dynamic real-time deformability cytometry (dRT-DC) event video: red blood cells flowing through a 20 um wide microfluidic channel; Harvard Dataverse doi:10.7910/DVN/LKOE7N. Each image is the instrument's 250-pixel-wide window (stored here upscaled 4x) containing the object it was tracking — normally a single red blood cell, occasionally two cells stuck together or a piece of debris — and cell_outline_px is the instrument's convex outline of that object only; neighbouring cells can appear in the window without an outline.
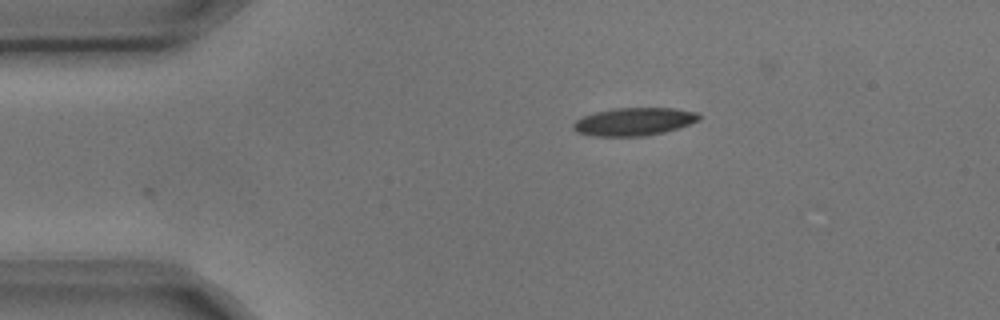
{"species": "common noctule bat (a hibernating species)", "species_latin": "Nyctalus noctula", "temperature_condition": "cold", "stored_images_in_passage": 2, "camera_frame_rate_fps": 3000, "um_per_image_px": 0.085, "animal": {"sex": "male", "body_mass_g": 17.9, "forearm_length_mm": 54.2}, "frame": {"image": 1, "passage_image": 1, "time_ms": 0.0, "image_size_px": [1000, 320], "cell_outline_px": [[700, 120], [664, 132], [644, 136], [592, 136], [576, 132], [572, 128], [572, 124], [576, 120], [584, 116], [596, 112], [612, 108], [676, 108], [696, 112], [700, 116]], "centroid_in_image_um": [53.86, 10.34], "position_along_channel_um": 31.1, "area_um2": 20.4}}